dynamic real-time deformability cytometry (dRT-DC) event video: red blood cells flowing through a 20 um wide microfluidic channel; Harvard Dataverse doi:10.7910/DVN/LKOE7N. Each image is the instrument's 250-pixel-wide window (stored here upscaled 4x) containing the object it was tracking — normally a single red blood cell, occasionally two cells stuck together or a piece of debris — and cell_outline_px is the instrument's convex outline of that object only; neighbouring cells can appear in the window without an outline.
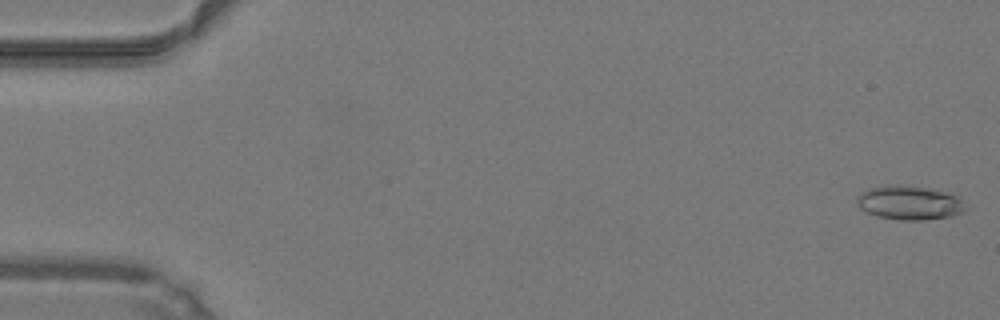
{"species": "common noctule bat (a hibernating species)", "species_latin": "Nyctalus noctula", "temperature_condition": "warm", "stored_images_in_passage": 16, "camera_frame_rate_fps": 3000, "um_per_image_px": 0.085, "animal": {"sex": "male", "body_mass_g": 19.2, "forearm_length_mm": 51.8}, "frame": {"image": 1, "passage_image": 1, "time_ms": 0.0, "image_size_px": [1000, 320], "cell_outline_px": [[964, 212], [952, 216], [924, 220], [900, 220], [876, 216], [860, 208], [856, 204], [856, 196], [860, 192], [868, 188], [924, 188], [948, 192], [956, 196], [960, 200]], "centroid_in_image_um": [77.27, 17.29], "position_along_channel_um": 7.7, "area_um2": 20.58}}
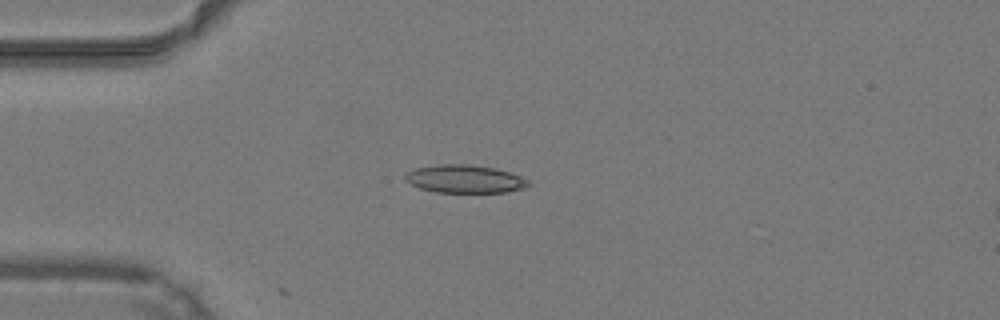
{"frame": {"image": 2, "passage_image": 13, "time_ms": 4.0, "image_size_px": [1000, 320], "cell_outline_px": [[532, 184], [524, 188], [508, 192], [436, 192], [420, 188], [404, 180], [404, 176], [408, 172], [416, 168], [436, 164], [468, 164], [496, 168], [520, 176], [528, 180]], "centroid_in_image_um": [39.51, 15.21], "position_along_channel_um": 45.5, "area_um2": 20.11}}